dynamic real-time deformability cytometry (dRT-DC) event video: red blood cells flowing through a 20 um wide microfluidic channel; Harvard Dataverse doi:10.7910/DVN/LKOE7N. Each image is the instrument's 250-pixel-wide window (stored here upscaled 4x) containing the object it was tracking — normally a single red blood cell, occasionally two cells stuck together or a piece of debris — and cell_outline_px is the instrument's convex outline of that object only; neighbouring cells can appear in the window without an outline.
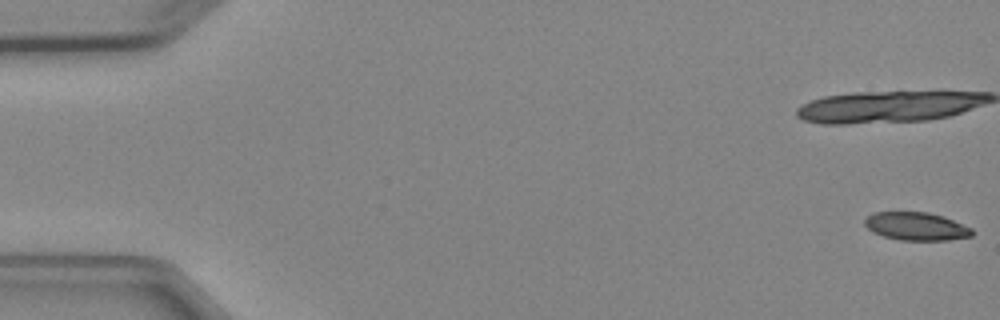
{"species": "Egyptian fruit bat (a non-hibernating species)", "species_latin": "Rousettus aegyptiacus", "temperature_condition": "cold", "stored_images_in_passage": 5, "camera_frame_rate_fps": 3000, "um_per_image_px": 0.085, "animal": {"sex": "female"}, "frame": {"image": 1, "passage_image": 1, "time_ms": 0.0, "image_size_px": [1000, 320], "cell_outline_px": [[972, 236], [948, 240], [900, 240], [884, 236], [872, 232], [864, 224], [864, 220], [872, 212], [928, 212], [944, 216], [972, 228]], "centroid_in_image_um": [77.87, 19.23], "position_along_channel_um": 7.1, "area_um2": 17.57}}